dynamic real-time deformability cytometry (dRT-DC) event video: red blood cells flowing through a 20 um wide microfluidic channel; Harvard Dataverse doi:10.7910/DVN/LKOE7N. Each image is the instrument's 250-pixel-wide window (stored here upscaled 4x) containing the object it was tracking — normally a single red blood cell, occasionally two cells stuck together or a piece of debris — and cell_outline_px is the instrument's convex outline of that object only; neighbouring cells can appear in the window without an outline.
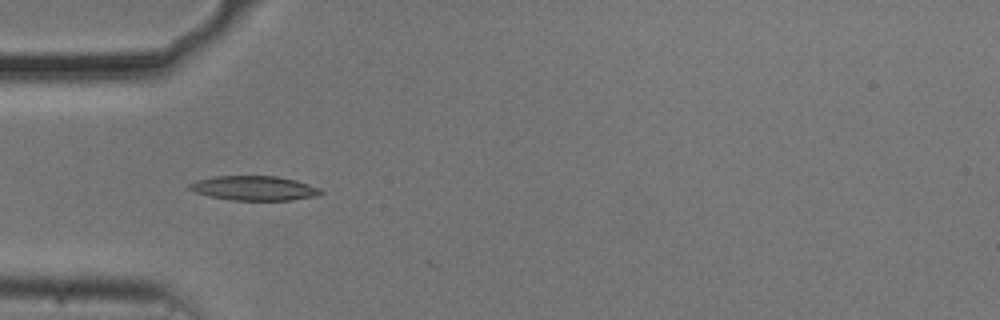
{"species": "common noctule bat (a hibernating species)", "species_latin": "Nyctalus noctula", "temperature_condition": "cold", "stored_images_in_passage": 10, "camera_frame_rate_fps": 3000, "um_per_image_px": 0.085, "animal": {"sex": "male", "body_mass_g": 20.5, "forearm_length_mm": 52.5}, "frame": {"image": 1, "passage_image": 4, "time_ms": 1.0, "image_size_px": [1000, 320], "cell_outline_px": [[324, 192], [320, 196], [292, 200], [232, 200], [208, 196], [196, 192], [188, 188], [188, 184], [196, 180], [216, 176], [276, 176], [296, 180], [320, 188]], "centroid_in_image_um": [21.64, 16.0], "position_along_channel_um": 63.4, "area_um2": 18.84}}
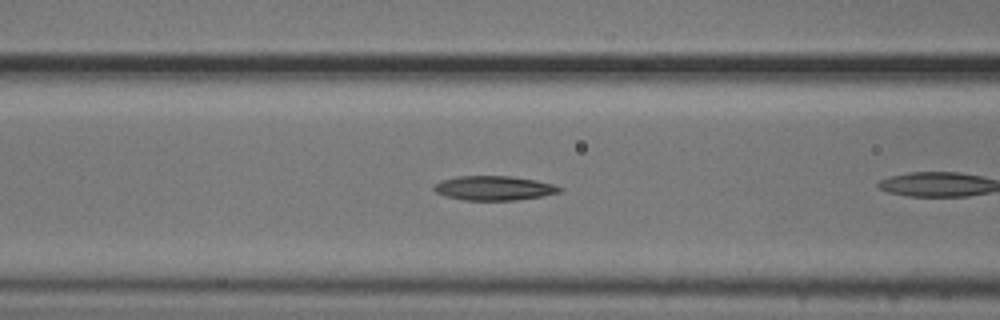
{"frame": {"image": 2, "passage_image": 6, "time_ms": 1.667, "image_size_px": [1000, 320], "cell_outline_px": [[564, 188], [560, 192], [544, 196], [516, 200], [464, 200], [448, 196], [436, 192], [432, 188], [436, 184], [444, 180], [456, 176], [512, 176], [536, 180], [552, 184]], "centroid_in_image_um": [42.04, 15.99], "position_along_channel_um": 124.6, "area_um2": 17.74}}
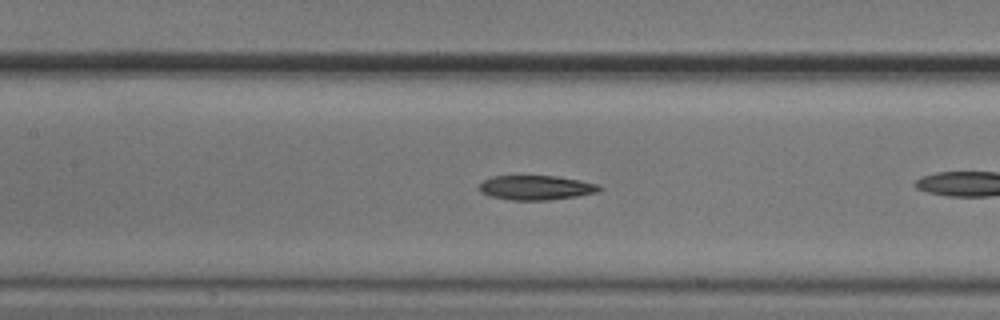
{"frame": {"image": 3, "passage_image": 9, "time_ms": 2.667, "image_size_px": [1000, 320], "cell_outline_px": [[604, 188], [596, 192], [576, 196], [548, 200], [512, 200], [492, 196], [480, 192], [480, 184], [484, 180], [492, 176], [556, 176], [580, 180], [596, 184]], "centroid_in_image_um": [45.57, 15.94], "position_along_channel_um": 161.8, "area_um2": 16.94}}